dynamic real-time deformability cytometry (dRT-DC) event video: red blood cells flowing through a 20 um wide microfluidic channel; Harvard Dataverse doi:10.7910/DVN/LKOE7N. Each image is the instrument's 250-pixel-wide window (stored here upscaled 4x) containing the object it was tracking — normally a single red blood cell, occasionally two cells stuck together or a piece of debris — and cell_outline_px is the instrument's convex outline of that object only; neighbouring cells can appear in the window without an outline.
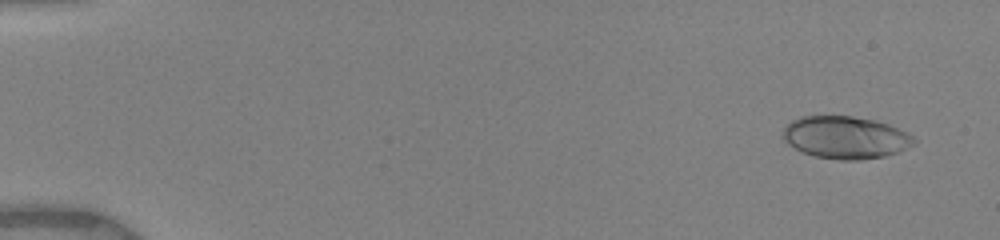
{"species": "human", "species_latin": "Homo sapiens", "temperature_condition": "warm", "stored_images_in_passage": 37, "camera_frame_rate_fps": 3000, "um_per_image_px": 0.085, "donor": {"sex": "female"}, "frame": {"image": 1, "passage_image": 1, "time_ms": 0.0, "image_size_px": [1000, 240], "cell_outline_px": [[916, 144], [896, 152], [884, 156], [860, 160], [840, 160], [812, 156], [800, 152], [788, 144], [780, 136], [784, 128], [792, 120], [800, 116], [852, 116], [872, 120], [888, 124], [908, 132], [916, 140]], "centroid_in_image_um": [71.83, 11.69], "position_along_channel_um": 13.2, "area_um2": 32.6}}
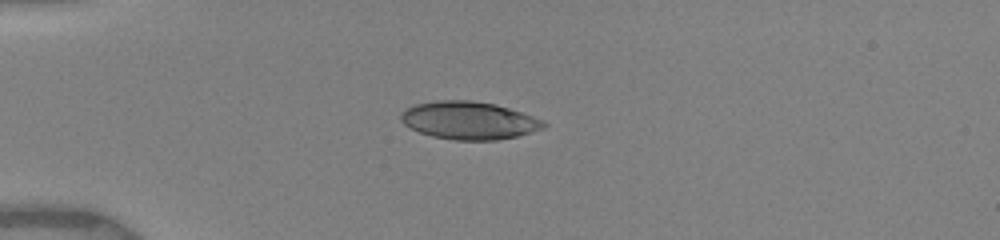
{"frame": {"image": 2, "passage_image": 28, "time_ms": 3.667, "image_size_px": [1000, 240], "cell_outline_px": [[548, 124], [544, 128], [516, 136], [496, 140], [456, 140], [432, 136], [420, 132], [404, 124], [400, 120], [400, 112], [416, 104], [436, 100], [472, 100], [496, 104], [544, 120]], "centroid_in_image_um": [39.86, 10.23], "position_along_channel_um": 45.1, "area_um2": 31.33}}